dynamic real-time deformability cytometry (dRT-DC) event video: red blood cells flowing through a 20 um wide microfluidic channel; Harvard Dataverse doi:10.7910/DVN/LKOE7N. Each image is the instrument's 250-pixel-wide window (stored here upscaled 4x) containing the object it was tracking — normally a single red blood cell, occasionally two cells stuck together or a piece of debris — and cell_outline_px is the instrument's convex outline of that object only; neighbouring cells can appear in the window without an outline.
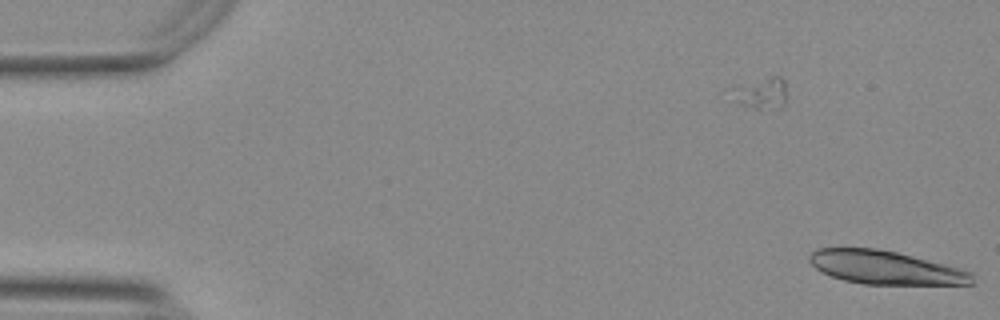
{"species": "Egyptian fruit bat (a non-hibernating species)", "species_latin": "Rousettus aegyptiacus", "temperature_condition": "warm", "stored_images_in_passage": 9, "segment_of_instrument_passage": [2, 2], "camera_frame_rate_fps": 3000, "um_per_image_px": 0.085, "animal": {"sex": "female"}, "frame": {"image": 1, "passage_image": 9, "time_ms": 2.667, "image_size_px": [1000, 320], "cell_outline_px": [[976, 284], [864, 284], [844, 280], [832, 276], [816, 268], [808, 260], [808, 256], [812, 252], [820, 248], [876, 248], [896, 252], [960, 268], [972, 272]], "centroid_in_image_um": [75.28, 22.74], "position_along_channel_um": 9.7, "area_um2": 31.44}}